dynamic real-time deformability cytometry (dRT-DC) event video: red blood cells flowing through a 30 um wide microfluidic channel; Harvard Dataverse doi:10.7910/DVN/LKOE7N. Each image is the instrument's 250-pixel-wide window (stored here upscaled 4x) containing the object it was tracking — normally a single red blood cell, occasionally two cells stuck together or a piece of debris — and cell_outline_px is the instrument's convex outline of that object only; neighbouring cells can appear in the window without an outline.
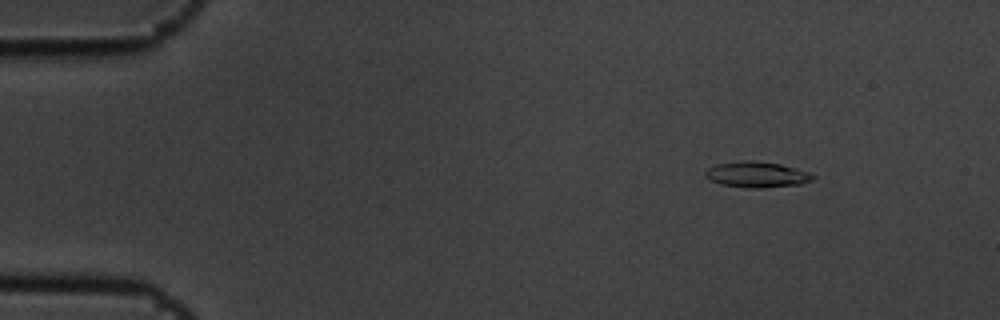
{"species": "common noctule bat (a hibernating species)", "species_latin": "Nyctalus noctula", "temperature_condition": "cold", "stored_images_in_passage": 4, "segment_of_instrument_passage": [1, 2], "camera_frame_rate_fps": 3000, "um_per_image_px": 0.085, "animal": {"sex": "male", "body_mass_g": 19.5, "forearm_length_mm": 54.6}, "frame": {"image": 1, "passage_image": 1, "time_ms": 0.0, "image_size_px": [1000, 320], "cell_outline_px": [[816, 176], [812, 180], [800, 184], [764, 188], [748, 188], [720, 184], [708, 180], [704, 176], [704, 172], [708, 168], [716, 164], [744, 160], [756, 160], [780, 164], [796, 168], [808, 172]], "centroid_in_image_um": [64.29, 14.83], "position_along_channel_um": 20.7, "area_um2": 16.36}}
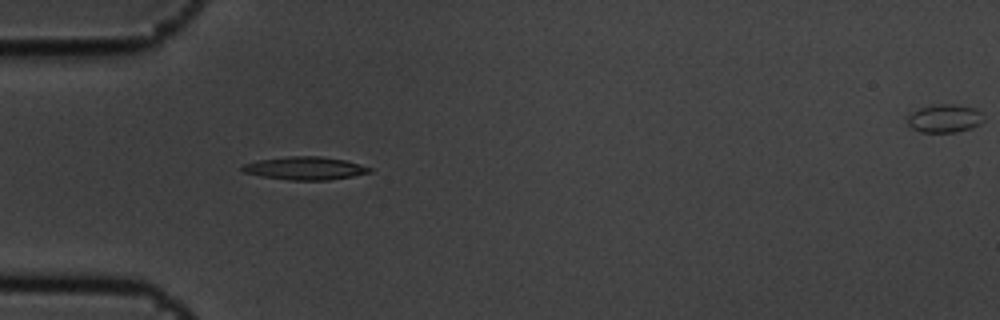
{"frame": {"image": 2, "passage_image": 3, "time_ms": 0.667, "image_size_px": [1000, 320], "cell_outline_px": [[372, 172], [352, 176], [328, 180], [288, 180], [260, 176], [244, 172], [240, 168], [244, 164], [256, 160], [288, 156], [320, 156], [344, 160], [360, 164], [372, 168]], "centroid_in_image_um": [25.91, 14.3], "position_along_channel_um": 59.1, "area_um2": 17.11}}